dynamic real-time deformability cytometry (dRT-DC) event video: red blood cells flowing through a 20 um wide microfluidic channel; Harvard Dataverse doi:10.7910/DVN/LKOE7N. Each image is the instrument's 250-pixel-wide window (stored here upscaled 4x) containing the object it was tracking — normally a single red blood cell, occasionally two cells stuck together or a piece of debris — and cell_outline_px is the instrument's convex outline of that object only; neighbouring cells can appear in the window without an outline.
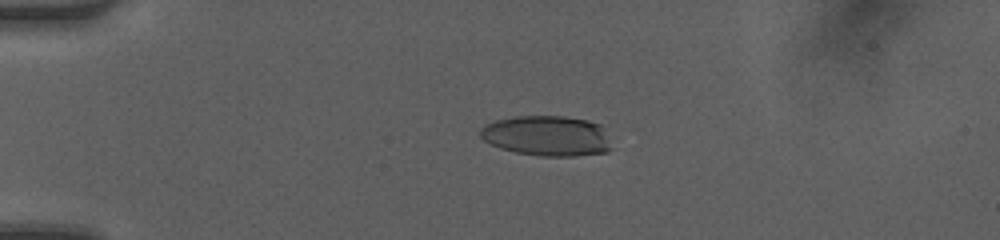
{"species": "human", "species_latin": "Homo sapiens", "temperature_condition": "room temperature", "stored_images_in_passage": 40, "camera_frame_rate_fps": 3000, "um_per_image_px": 0.085, "donor": {"sex": "female"}, "frame": {"image": 1, "passage_image": 5, "time_ms": 1.333, "image_size_px": [1000, 240], "cell_outline_px": [[612, 148], [608, 152], [576, 156], [540, 156], [516, 152], [500, 148], [484, 140], [480, 136], [480, 128], [484, 124], [496, 120], [512, 116], [564, 116], [588, 120], [600, 124]], "centroid_in_image_um": [46.48, 11.54], "position_along_channel_um": 38.5, "area_um2": 30.92}}
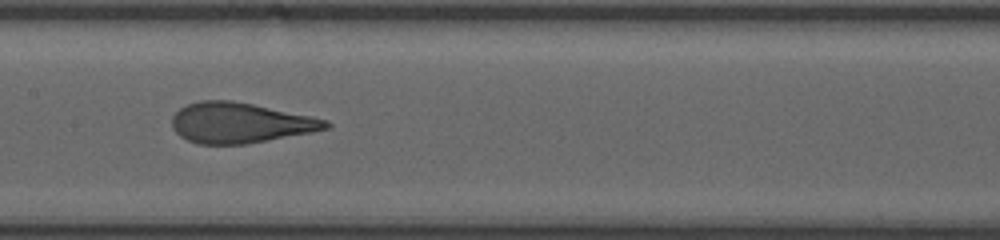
{"frame": {"image": 2, "passage_image": 17, "time_ms": 5.333, "image_size_px": [1000, 240], "cell_outline_px": [[332, 124], [328, 128], [312, 132], [244, 144], [200, 144], [188, 140], [180, 136], [172, 128], [172, 116], [180, 108], [188, 104], [200, 100], [232, 100], [252, 104], [328, 120]], "centroid_in_image_um": [20.37, 10.44], "position_along_channel_um": 187.0, "area_um2": 35.84}}
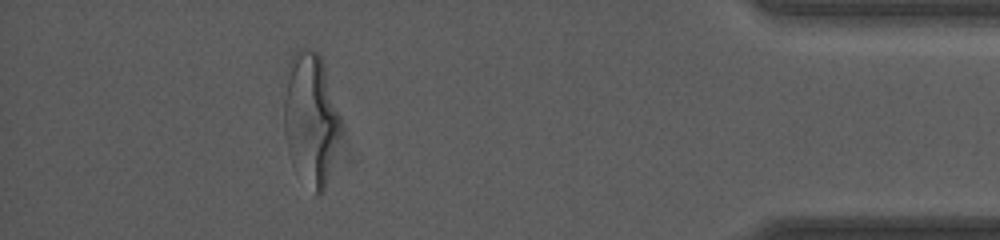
{"frame": {"image": 3, "passage_image": 36, "time_ms": 11.667, "image_size_px": [1000, 240], "cell_outline_px": [[340, 128], [324, 192], [320, 196], [316, 196], [284, 128], [284, 104], [288, 76], [292, 56], [300, 48], [308, 48], [320, 52], [340, 116]], "centroid_in_image_um": [26.48, 9.89], "position_along_channel_um": 408.7, "area_um2": 40.46}, "authors_computed_cell_mechanics": {"area_um2": 36.2695, "velocity_mm_per_s": 4.2165, "shape_relaxation_time_tau1_ms": 6.2185, "shape_relaxation_time_tau2_ms": 0.6431, "deformation_change_tau1": 0.2545, "deformation_change_tau2": 0.091}}